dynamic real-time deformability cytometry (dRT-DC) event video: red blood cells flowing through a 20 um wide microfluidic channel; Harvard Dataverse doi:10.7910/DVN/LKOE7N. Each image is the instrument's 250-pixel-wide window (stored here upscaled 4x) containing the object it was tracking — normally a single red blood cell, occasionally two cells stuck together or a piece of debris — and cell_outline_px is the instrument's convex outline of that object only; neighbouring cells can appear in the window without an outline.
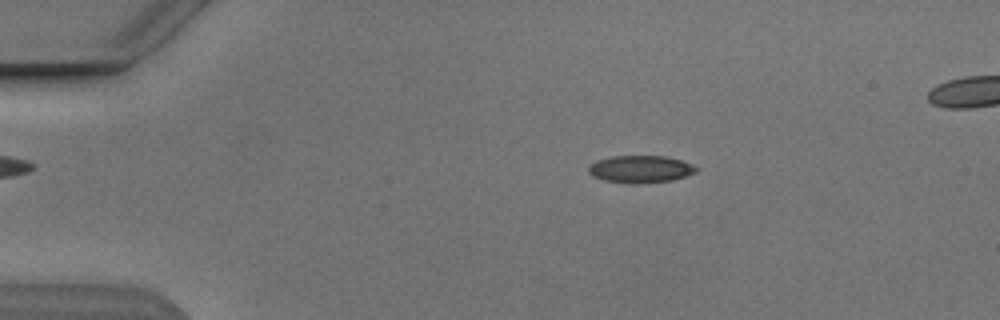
{"species": "Egyptian fruit bat (a non-hibernating species)", "species_latin": "Rousettus aegyptiacus", "temperature_condition": "cold", "stored_images_in_passage": 53, "camera_frame_rate_fps": 3000, "um_per_image_px": 0.085, "animal": {"sex": "male"}, "frame": {"image": 1, "passage_image": 10, "time_ms": 3.0, "image_size_px": [1000, 320], "cell_outline_px": [[700, 168], [696, 172], [672, 180], [640, 184], [628, 184], [604, 180], [592, 176], [588, 172], [588, 168], [596, 160], [612, 156], [664, 156], [680, 160], [692, 164]], "centroid_in_image_um": [54.43, 14.38], "position_along_channel_um": 30.6, "area_um2": 17.22}}
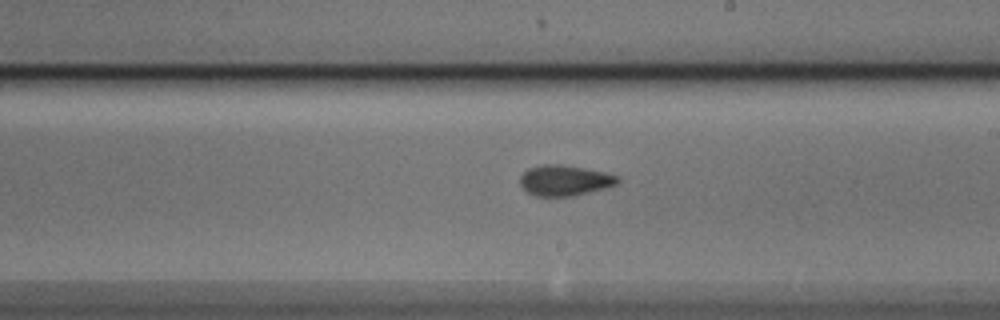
{"frame": {"image": 2, "passage_image": 31, "time_ms": 10.0, "image_size_px": [1000, 320], "cell_outline_px": [[620, 180], [616, 184], [604, 188], [572, 196], [536, 196], [528, 192], [520, 184], [520, 176], [528, 168], [540, 164], [560, 164], [584, 168], [604, 172], [620, 176]], "centroid_in_image_um": [47.99, 15.32], "position_along_channel_um": 241.0, "area_um2": 17.34}}
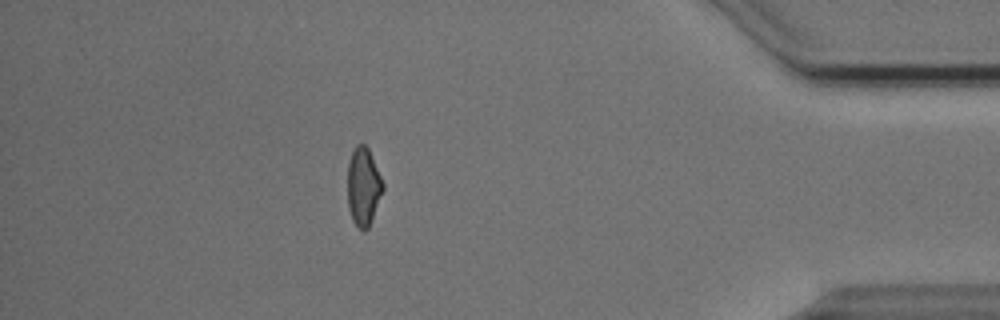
{"frame": {"image": 3, "passage_image": 47, "time_ms": 15.333, "image_size_px": [1000, 320], "cell_outline_px": [[384, 188], [368, 228], [364, 232], [356, 228], [352, 220], [348, 208], [348, 164], [352, 152], [356, 144], [364, 144], [368, 148], [384, 184]], "centroid_in_image_um": [30.87, 15.9], "position_along_channel_um": 404.3, "area_um2": 16.07}}